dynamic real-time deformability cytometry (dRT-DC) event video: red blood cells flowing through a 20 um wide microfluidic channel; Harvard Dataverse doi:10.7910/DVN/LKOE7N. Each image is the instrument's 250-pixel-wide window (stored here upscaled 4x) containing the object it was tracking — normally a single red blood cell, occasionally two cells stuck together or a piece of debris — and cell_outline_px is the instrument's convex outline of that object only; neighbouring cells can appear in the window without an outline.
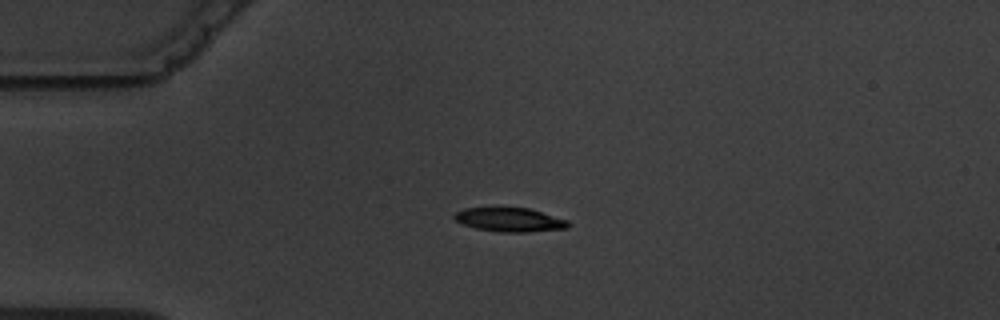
{"species": "common noctule bat (a hibernating species)", "species_latin": "Nyctalus noctula", "temperature_condition": "warm", "stored_images_in_passage": 7, "camera_frame_rate_fps": 3000, "um_per_image_px": 0.085, "animal": {"sex": "male", "body_mass_g": 19.5, "forearm_length_mm": 54.6}, "frame": {"image": 1, "passage_image": 5, "time_ms": 4.667, "image_size_px": [1000, 320], "cell_outline_px": [[572, 224], [568, 228], [528, 232], [500, 232], [476, 228], [464, 224], [456, 220], [452, 216], [456, 212], [464, 208], [528, 208], [568, 220]], "centroid_in_image_um": [43.36, 18.68], "position_along_channel_um": 41.6, "area_um2": 15.78}}
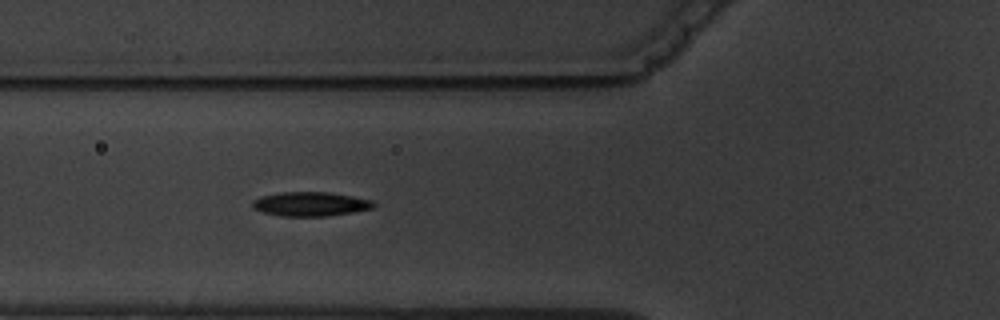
{"frame": {"image": 2, "passage_image": 7, "time_ms": 7.0, "image_size_px": [1000, 320], "cell_outline_px": [[376, 204], [372, 208], [352, 212], [328, 216], [280, 216], [264, 212], [252, 208], [252, 200], [260, 196], [280, 192], [328, 192], [352, 196], [372, 200]], "centroid_in_image_um": [26.36, 17.34], "position_along_channel_um": 99.4, "area_um2": 17.11}}